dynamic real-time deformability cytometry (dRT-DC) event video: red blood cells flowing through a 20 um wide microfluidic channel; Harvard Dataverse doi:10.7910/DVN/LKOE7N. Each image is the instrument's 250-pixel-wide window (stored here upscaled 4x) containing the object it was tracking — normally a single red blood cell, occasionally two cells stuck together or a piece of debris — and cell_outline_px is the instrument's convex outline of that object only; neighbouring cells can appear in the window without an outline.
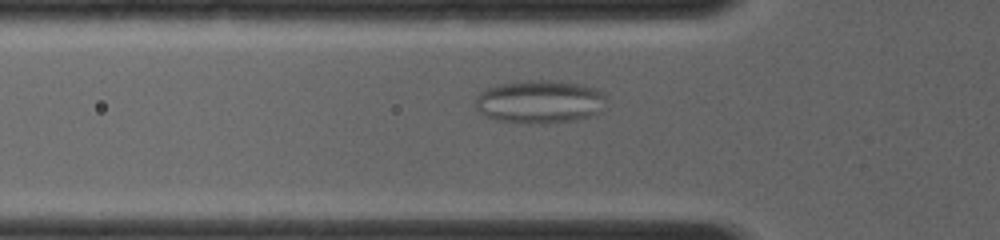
{"species": "common noctule bat (a hibernating species)", "species_latin": "Nyctalus noctula", "temperature_condition": "room temperature", "stored_images_in_passage": 52, "camera_frame_rate_fps": 4000, "um_per_image_px": 0.085, "animal": {"sex": "female", "body_mass_g": 19.0, "forearm_length_mm": 56.7}, "frame": {"image": 1, "passage_image": 12, "time_ms": 3.0, "image_size_px": [1000, 240], "cell_outline_px": [[604, 100], [600, 112], [592, 116], [572, 120], [548, 124], [528, 124], [496, 120], [480, 112], [476, 108], [476, 96], [480, 92], [488, 88], [500, 84], [524, 80], [556, 80], [580, 84], [596, 88], [604, 92]], "centroid_in_image_um": [45.88, 8.65], "position_along_channel_um": 79.9, "area_um2": 33.12}}
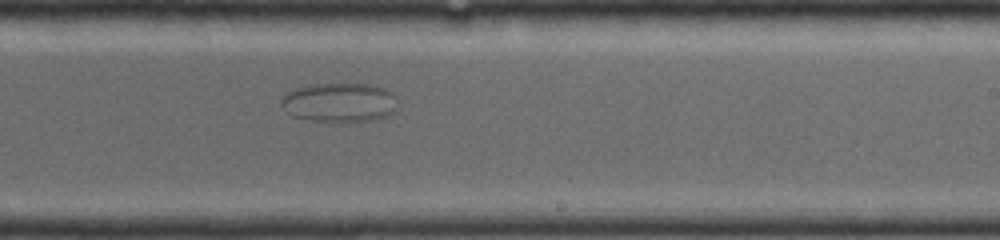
{"frame": {"image": 2, "passage_image": 32, "time_ms": 7.25, "image_size_px": [1000, 240], "cell_outline_px": [[396, 112], [388, 116], [376, 120], [308, 120], [292, 116], [280, 104], [284, 96], [288, 92], [296, 88], [316, 84], [372, 84], [384, 88], [392, 92]], "centroid_in_image_um": [28.87, 8.7], "position_along_channel_um": 260.1, "area_um2": 26.13}}
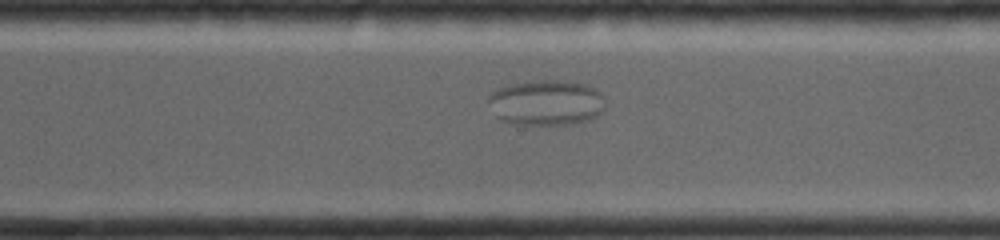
{"frame": {"image": 3, "passage_image": 39, "time_ms": 8.75, "image_size_px": [1000, 240], "cell_outline_px": [[604, 108], [596, 116], [588, 120], [572, 124], [516, 124], [500, 120], [496, 116], [488, 100], [488, 96], [496, 88], [508, 84], [544, 80], [572, 80], [588, 84], [596, 88], [604, 96]], "centroid_in_image_um": [46.46, 8.7], "position_along_channel_um": 324.1, "area_um2": 31.27}}